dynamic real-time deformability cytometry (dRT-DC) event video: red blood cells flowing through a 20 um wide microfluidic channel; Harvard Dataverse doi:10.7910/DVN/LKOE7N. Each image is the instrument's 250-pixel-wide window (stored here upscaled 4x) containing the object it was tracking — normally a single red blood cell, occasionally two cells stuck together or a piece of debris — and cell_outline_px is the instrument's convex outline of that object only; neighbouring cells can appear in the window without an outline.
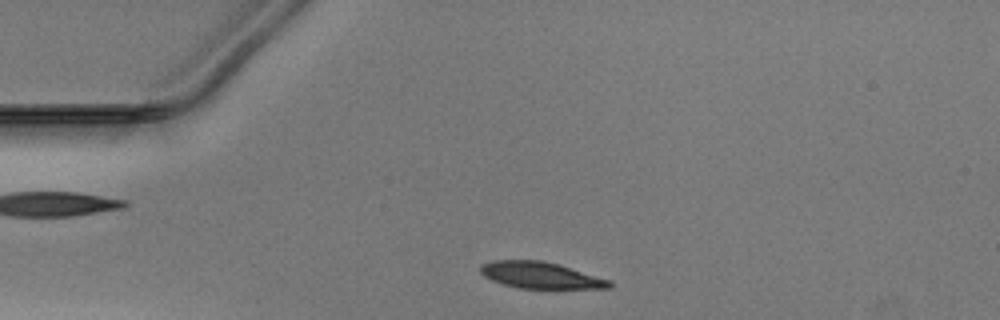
{"species": "Egyptian fruit bat (a non-hibernating species)", "species_latin": "Rousettus aegyptiacus", "temperature_condition": "warm", "stored_images_in_passage": 32, "camera_frame_rate_fps": 3000, "um_per_image_px": 0.085, "animal": {"sex": "male"}, "frame": {"image": 1, "passage_image": 3, "time_ms": 0.667, "image_size_px": [1000, 320], "cell_outline_px": [[612, 288], [516, 288], [492, 280], [484, 276], [480, 272], [480, 268], [484, 264], [492, 260], [544, 260], [560, 264], [612, 280]], "centroid_in_image_um": [45.99, 23.39], "position_along_channel_um": 39.0, "area_um2": 20.0}}
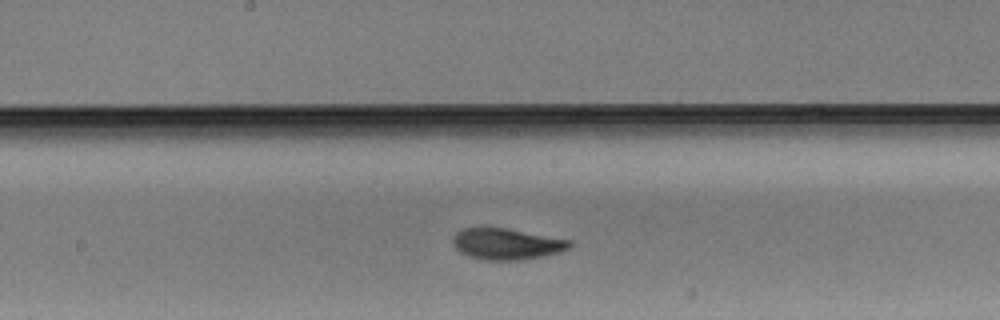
{"frame": {"image": 2, "passage_image": 18, "time_ms": 5.667, "image_size_px": [1000, 320], "cell_outline_px": [[572, 244], [568, 248], [544, 256], [520, 260], [488, 260], [468, 256], [460, 252], [452, 244], [452, 236], [456, 232], [464, 228], [508, 228], [572, 240]], "centroid_in_image_um": [43.04, 20.73], "position_along_channel_um": 205.2, "area_um2": 21.21}}
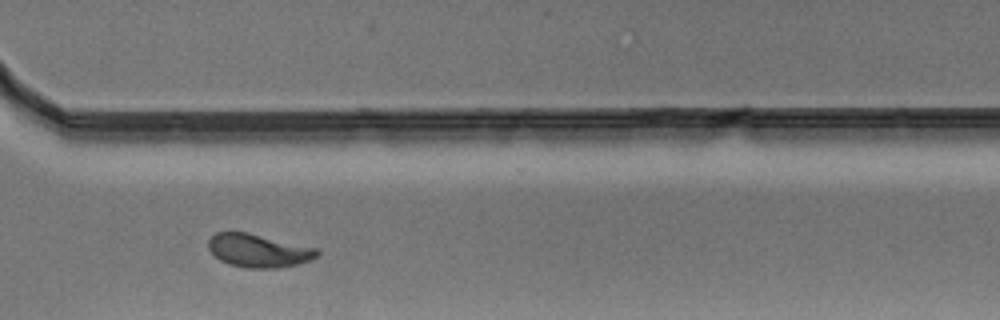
{"frame": {"image": 3, "passage_image": 29, "time_ms": 9.333, "image_size_px": [1000, 320], "cell_outline_px": [[320, 252], [312, 260], [300, 264], [276, 268], [248, 268], [228, 264], [220, 260], [208, 248], [208, 240], [216, 232], [248, 232], [316, 248]], "centroid_in_image_um": [21.97, 21.3], "position_along_channel_um": 348.6, "area_um2": 21.04}}